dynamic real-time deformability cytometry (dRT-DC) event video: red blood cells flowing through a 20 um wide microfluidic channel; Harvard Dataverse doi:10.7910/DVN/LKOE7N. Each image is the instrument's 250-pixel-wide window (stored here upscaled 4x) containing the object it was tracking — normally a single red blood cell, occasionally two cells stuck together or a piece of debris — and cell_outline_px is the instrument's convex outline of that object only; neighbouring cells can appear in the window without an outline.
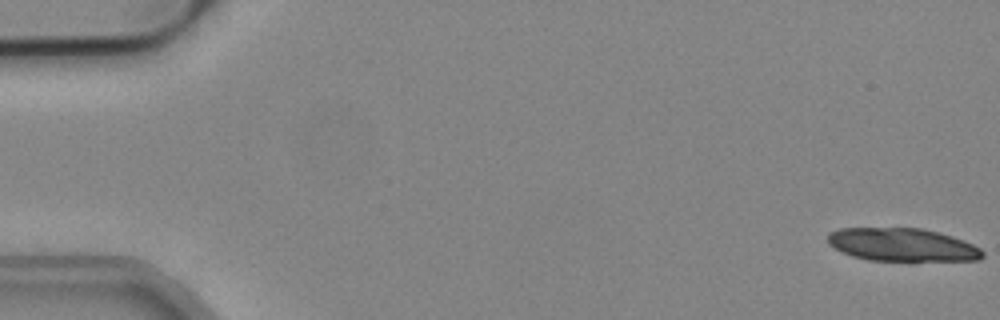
{"species": "common noctule bat (a hibernating species)", "species_latin": "Nyctalus noctula", "temperature_condition": "cold", "stored_images_in_passage": 21, "camera_frame_rate_fps": 3000, "um_per_image_px": 0.085, "animal": {"sex": "male", "body_mass_g": 19.2, "forearm_length_mm": 51.8}, "frame": {"image": 1, "passage_image": 1, "time_ms": 0.0, "image_size_px": [1000, 320], "cell_outline_px": [[984, 256], [980, 260], [868, 260], [852, 256], [828, 244], [828, 232], [840, 228], [920, 228], [952, 236], [964, 240], [980, 248], [984, 252]], "centroid_in_image_um": [76.69, 20.8], "position_along_channel_um": 8.3, "area_um2": 29.59}}